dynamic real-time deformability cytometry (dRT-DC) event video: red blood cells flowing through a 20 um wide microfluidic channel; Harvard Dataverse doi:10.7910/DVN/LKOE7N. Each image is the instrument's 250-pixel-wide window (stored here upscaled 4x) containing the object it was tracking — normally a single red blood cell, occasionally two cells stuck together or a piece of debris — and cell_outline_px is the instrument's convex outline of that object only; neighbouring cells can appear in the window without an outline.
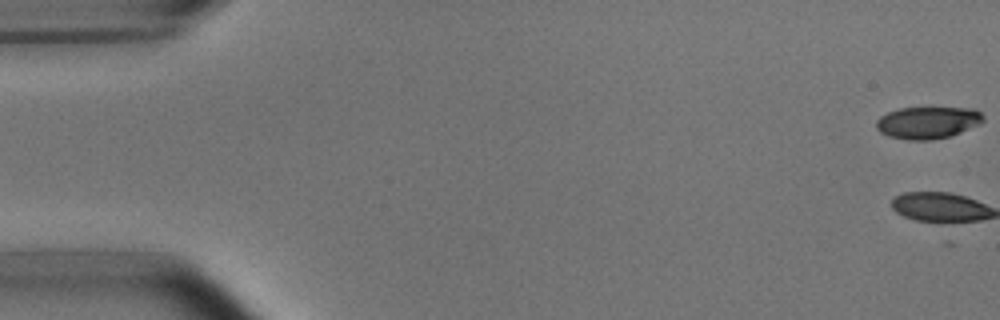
{"species": "common noctule bat (a hibernating species)", "species_latin": "Nyctalus noctula", "temperature_condition": "room temperature", "stored_images_in_passage": 39, "camera_frame_rate_fps": 3000, "um_per_image_px": 0.085, "animal": {"sex": "male", "body_mass_g": 15.6}, "frame": {"image": 1, "passage_image": 1, "time_ms": 0.0, "image_size_px": [1000, 320], "cell_outline_px": [[984, 120], [980, 124], [960, 132], [948, 136], [932, 140], [908, 140], [888, 136], [880, 132], [876, 128], [876, 120], [880, 116], [888, 112], [900, 108], [972, 108], [980, 112], [984, 116]], "centroid_in_image_um": [78.84, 10.42], "position_along_channel_um": 6.2, "area_um2": 19.94}}